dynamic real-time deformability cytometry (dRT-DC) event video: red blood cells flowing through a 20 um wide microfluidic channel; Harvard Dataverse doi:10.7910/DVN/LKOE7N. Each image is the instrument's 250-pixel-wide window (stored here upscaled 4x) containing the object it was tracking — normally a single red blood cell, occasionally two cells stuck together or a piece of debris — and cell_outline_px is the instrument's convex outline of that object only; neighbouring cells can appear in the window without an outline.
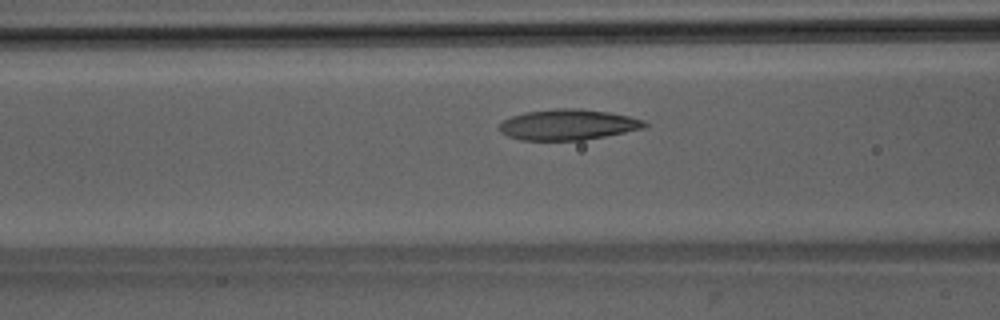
{"species": "Egyptian fruit bat (a non-hibernating species)", "species_latin": "Rousettus aegyptiacus", "temperature_condition": "room temperature", "stored_images_in_passage": 46, "camera_frame_rate_fps": 3000, "um_per_image_px": 0.085, "animal": {"sex": "male"}, "frame": {"image": 1, "passage_image": 16, "time_ms": 5.0, "image_size_px": [1000, 320], "cell_outline_px": [[648, 124], [644, 128], [584, 140], [520, 140], [508, 136], [500, 132], [500, 124], [504, 120], [512, 116], [528, 112], [556, 108], [576, 108], [608, 112], [628, 116], [644, 120]], "centroid_in_image_um": [48.28, 10.6], "position_along_channel_um": 118.3, "area_um2": 25.72}}
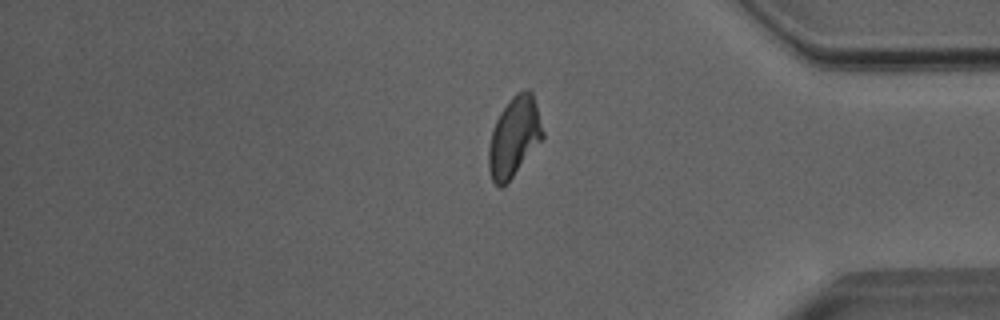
{"frame": {"image": 2, "passage_image": 38, "time_ms": 12.333, "image_size_px": [1000, 320], "cell_outline_px": [[544, 136], [512, 176], [500, 188], [492, 180], [488, 168], [488, 148], [492, 128], [500, 112], [508, 100], [516, 92], [528, 88], [532, 92], [544, 132]], "centroid_in_image_um": [43.67, 11.58], "position_along_channel_um": 391.5, "area_um2": 24.8}}
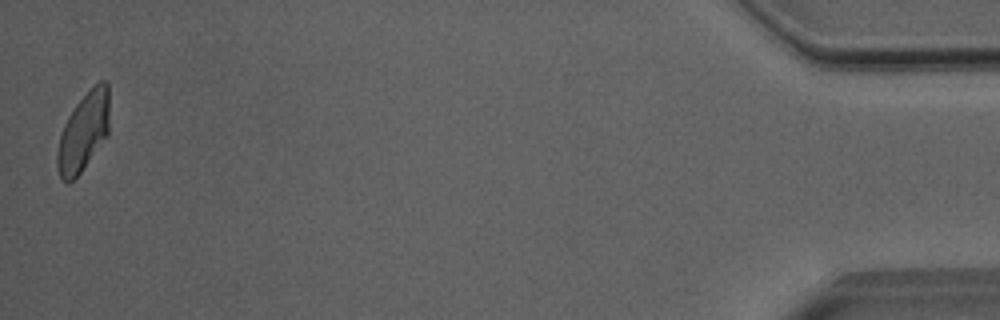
{"frame": {"image": 3, "passage_image": 46, "time_ms": 15.0, "image_size_px": [1000, 320], "cell_outline_px": [[108, 136], [80, 172], [68, 184], [60, 180], [56, 168], [56, 152], [60, 136], [64, 124], [68, 116], [76, 104], [100, 80], [104, 80], [108, 84]], "centroid_in_image_um": [7.07, 11.27], "position_along_channel_um": 428.1, "area_um2": 23.76}, "authors_computed_cell_mechanics": {"area_um2": 25.2297, "velocity_mm_per_s": 4.0168, "shape_relaxation_time_tau1_ms": 6.1372, "shape_relaxation_time_tau2_ms": 1.7142, "deformation_change_tau1": 0.1779, "deformation_change_tau2": 0.0768}}